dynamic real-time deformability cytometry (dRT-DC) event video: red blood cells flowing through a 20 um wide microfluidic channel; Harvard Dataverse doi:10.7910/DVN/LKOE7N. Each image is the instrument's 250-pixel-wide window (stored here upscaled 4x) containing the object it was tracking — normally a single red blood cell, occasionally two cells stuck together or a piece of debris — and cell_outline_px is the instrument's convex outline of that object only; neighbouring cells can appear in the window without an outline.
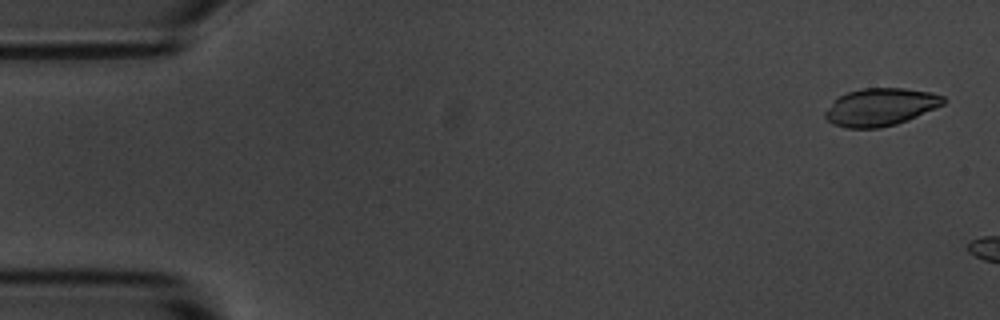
{"species": "common noctule bat (a hibernating species)", "species_latin": "Nyctalus noctula", "temperature_condition": "room temperature", "stored_images_in_passage": 7, "camera_frame_rate_fps": 3000, "um_per_image_px": 0.085, "animal": {"sex": "male", "body_mass_g": 20.1, "forearm_length_mm": 53.5}, "frame": {"image": 1, "passage_image": 2, "time_ms": 0.333, "image_size_px": [1000, 320], "cell_outline_px": [[948, 100], [944, 104], [908, 120], [896, 124], [880, 128], [848, 128], [832, 124], [824, 116], [824, 112], [840, 96], [848, 92], [864, 88], [904, 88], [932, 92], [944, 96]], "centroid_in_image_um": [74.88, 9.1], "position_along_channel_um": 10.1, "area_um2": 25.84}}